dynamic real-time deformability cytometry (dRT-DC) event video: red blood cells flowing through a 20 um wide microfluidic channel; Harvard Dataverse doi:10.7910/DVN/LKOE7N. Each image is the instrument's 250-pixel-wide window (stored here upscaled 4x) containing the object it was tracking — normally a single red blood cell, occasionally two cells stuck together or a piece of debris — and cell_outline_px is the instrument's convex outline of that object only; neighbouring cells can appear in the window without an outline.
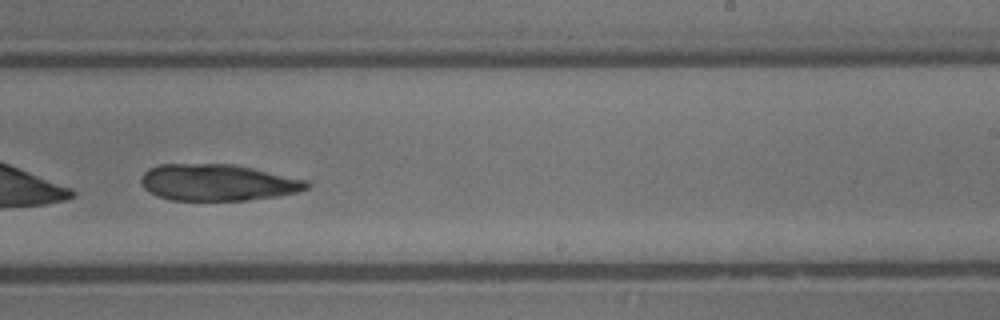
{"species": "common noctule bat (a hibernating species)", "species_latin": "Nyctalus noctula", "temperature_condition": "cold", "stored_images_in_passage": 46, "camera_frame_rate_fps": 3000, "um_per_image_px": 0.085, "animal": {"sex": "male", "body_mass_g": 13.3}, "frame": {"image": 1, "passage_image": 32, "time_ms": 10.333, "image_size_px": [1000, 320], "cell_outline_px": [[312, 184], [308, 188], [296, 192], [276, 196], [244, 200], [172, 200], [160, 196], [144, 188], [140, 180], [144, 172], [148, 168], [160, 164], [232, 164], [252, 168], [308, 180]], "centroid_in_image_um": [18.51, 15.5], "position_along_channel_um": 270.5, "area_um2": 35.03}}
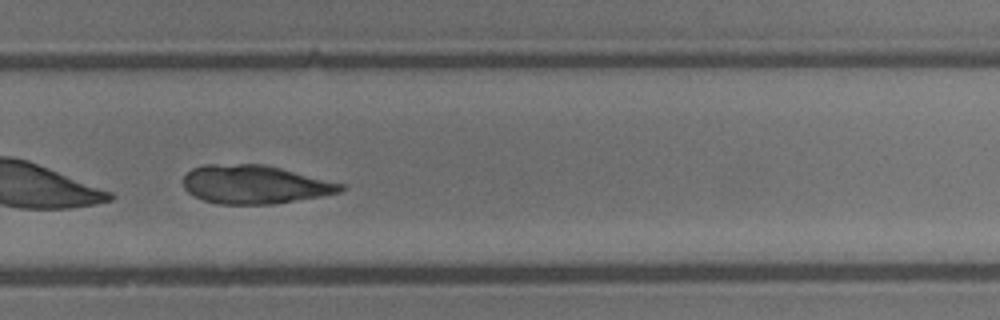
{"frame": {"image": 2, "passage_image": 35, "time_ms": 11.333, "image_size_px": [1000, 320], "cell_outline_px": [[344, 188], [340, 192], [324, 196], [272, 204], [220, 204], [204, 200], [188, 192], [184, 188], [184, 176], [192, 168], [204, 164], [264, 164], [344, 184]], "centroid_in_image_um": [21.65, 15.68], "position_along_channel_um": 308.2, "area_um2": 35.2}}